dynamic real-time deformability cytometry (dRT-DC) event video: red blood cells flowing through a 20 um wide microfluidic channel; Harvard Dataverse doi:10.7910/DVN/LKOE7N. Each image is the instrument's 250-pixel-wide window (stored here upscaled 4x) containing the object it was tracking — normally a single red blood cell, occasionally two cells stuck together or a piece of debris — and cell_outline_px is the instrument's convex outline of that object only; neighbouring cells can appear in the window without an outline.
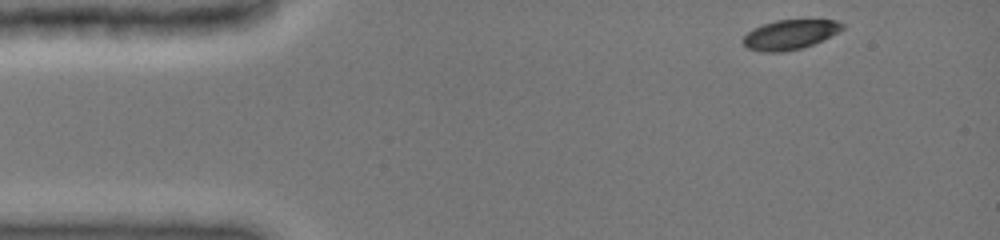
{"species": "common noctule bat (a hibernating species)", "species_latin": "Nyctalus noctula", "temperature_condition": "cold", "stored_images_in_passage": 41, "camera_frame_rate_fps": 3000, "um_per_image_px": 0.085, "animal": {"sex": "female", "body_mass_g": 19.0, "forearm_length_mm": 51.5}, "frame": {"image": 1, "passage_image": 1, "time_ms": 0.0, "image_size_px": [1000, 240], "cell_outline_px": [[844, 28], [812, 44], [800, 48], [784, 52], [764, 52], [748, 48], [740, 40], [748, 32], [764, 24], [776, 20], [836, 20], [844, 24]], "centroid_in_image_um": [67.11, 2.94], "position_along_channel_um": 17.9, "area_um2": 16.76}}
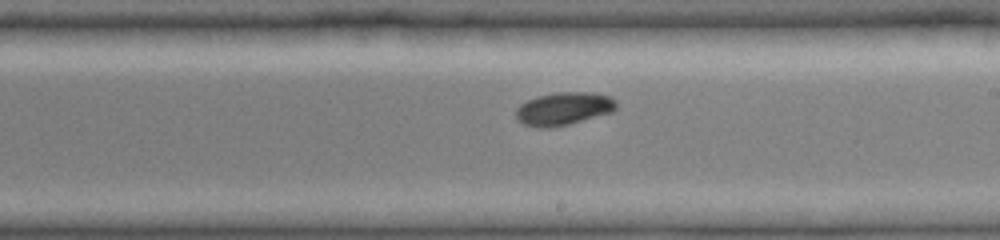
{"frame": {"image": 2, "passage_image": 24, "time_ms": 7.667, "image_size_px": [1000, 240], "cell_outline_px": [[616, 108], [612, 112], [568, 124], [552, 128], [536, 128], [524, 124], [516, 120], [516, 108], [520, 104], [536, 96], [556, 92], [592, 92], [608, 96], [616, 100]], "centroid_in_image_um": [47.87, 9.24], "position_along_channel_um": 241.1, "area_um2": 19.36}}
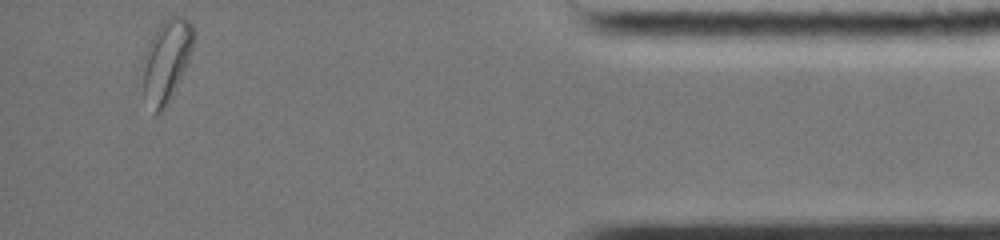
{"frame": {"image": 3, "passage_image": 41, "time_ms": 13.333, "image_size_px": [1000, 240], "cell_outline_px": [[196, 36], [188, 60], [168, 104], [156, 116], [144, 96], [136, 76], [148, 40], [156, 24], [160, 20], [168, 16], [184, 16], [192, 24]], "centroid_in_image_um": [14.04, 5.11], "position_along_channel_um": 421.2, "area_um2": 25.89}, "authors_computed_cell_mechanics": {"area_um2": 19.1896, "velocity_mm_per_s": 3.955, "shape_relaxation_time_tau1_ms": 2.1684, "shape_relaxation_time_tau2_ms": null, "deformation_change_tau1": 0.0919, "deformation_change_tau2": null}}